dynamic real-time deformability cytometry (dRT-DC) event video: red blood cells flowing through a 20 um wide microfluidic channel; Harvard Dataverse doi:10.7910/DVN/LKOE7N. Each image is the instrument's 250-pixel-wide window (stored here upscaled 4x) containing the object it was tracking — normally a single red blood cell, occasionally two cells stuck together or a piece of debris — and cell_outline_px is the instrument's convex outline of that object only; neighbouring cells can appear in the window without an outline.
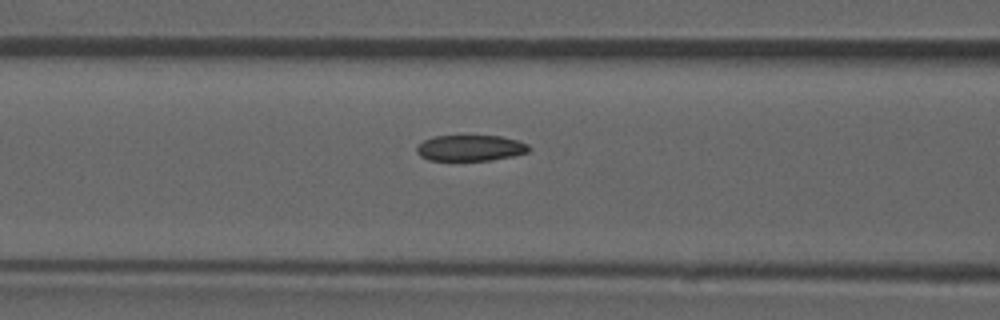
{"species": "common noctule bat (a hibernating species)", "species_latin": "Nyctalus noctula", "temperature_condition": "room temperature", "stored_images_in_passage": 35, "camera_frame_rate_fps": 3000, "um_per_image_px": 0.085, "animal": {"sex": "male", "forearm_length_mm": 52.5}, "frame": {"image": 1, "passage_image": 11, "time_ms": 3.333, "image_size_px": [1000, 320], "cell_outline_px": [[532, 148], [528, 152], [512, 156], [492, 160], [428, 160], [420, 156], [416, 152], [416, 148], [424, 140], [432, 136], [500, 136], [516, 140], [528, 144]], "centroid_in_image_um": [39.98, 12.58], "position_along_channel_um": 126.6, "area_um2": 16.94}, "authors_computed_cell_mechanics": {"area_um2": 18.0336, "velocity_mm_per_s": 3.8996, "shape_relaxation_time_tau1_ms": null, "shape_relaxation_time_tau2_ms": 2.9041, "deformation_change_tau1": null, "deformation_change_tau2": 0.0758}}